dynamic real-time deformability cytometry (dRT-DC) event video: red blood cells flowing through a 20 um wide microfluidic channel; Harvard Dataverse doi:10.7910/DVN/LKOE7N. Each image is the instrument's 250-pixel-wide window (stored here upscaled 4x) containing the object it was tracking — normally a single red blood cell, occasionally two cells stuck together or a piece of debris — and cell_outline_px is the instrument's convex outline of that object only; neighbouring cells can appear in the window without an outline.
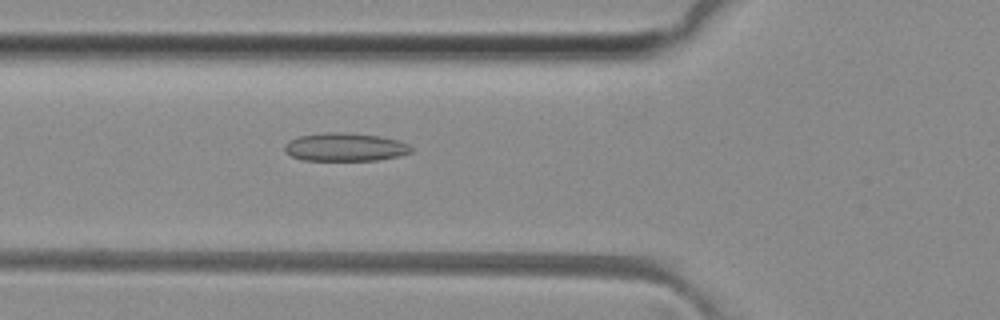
{"species": "common noctule bat (a hibernating species)", "species_latin": "Nyctalus noctula", "temperature_condition": "room temperature", "stored_images_in_passage": 38, "camera_frame_rate_fps": 3000, "um_per_image_px": 0.085, "animal": {"sex": "female", "body_mass_g": 29.2, "forearm_length_mm": 56.3}, "frame": {"image": 1, "passage_image": 6, "time_ms": 1.667, "image_size_px": [1000, 320], "cell_outline_px": [[412, 152], [396, 156], [376, 160], [304, 160], [292, 156], [284, 152], [284, 144], [288, 140], [300, 136], [328, 132], [344, 132], [380, 136], [396, 140], [408, 144], [412, 148]], "centroid_in_image_um": [29.29, 12.5], "position_along_channel_um": 96.5, "area_um2": 20.69}}
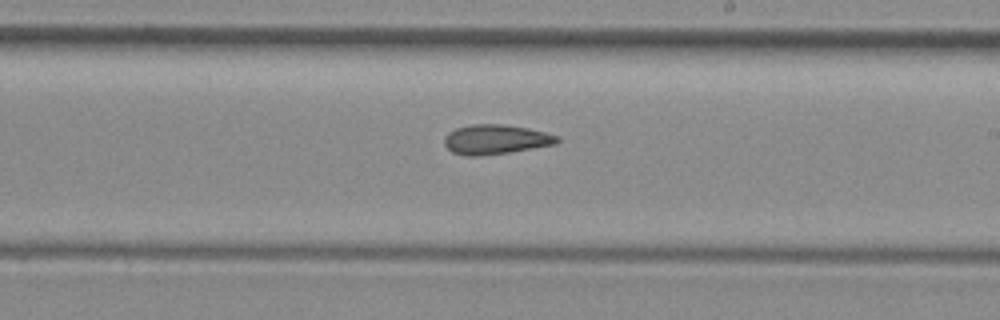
{"frame": {"image": 2, "passage_image": 17, "time_ms": 5.333, "image_size_px": [1000, 320], "cell_outline_px": [[560, 140], [556, 144], [508, 152], [480, 156], [468, 156], [452, 152], [444, 144], [444, 136], [448, 132], [456, 128], [472, 124], [504, 124], [528, 128], [560, 136]], "centroid_in_image_um": [42.12, 11.84], "position_along_channel_um": 246.9, "area_um2": 19.48}}
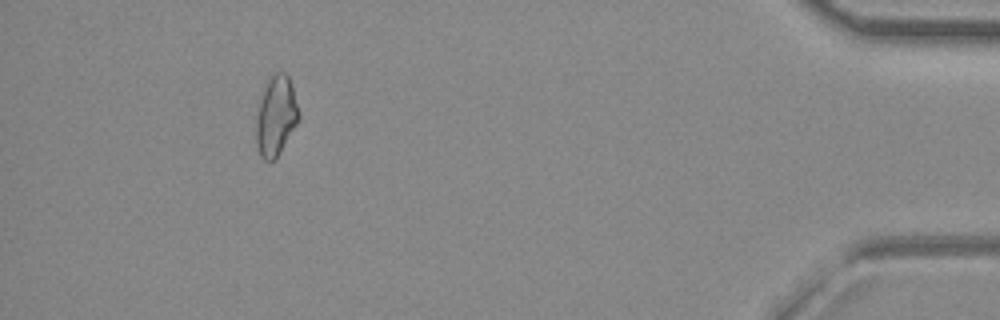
{"frame": {"image": 3, "passage_image": 34, "time_ms": 11.0, "image_size_px": [1000, 320], "cell_outline_px": [[300, 116], [296, 124], [276, 160], [264, 160], [260, 156], [256, 144], [256, 116], [260, 100], [268, 80], [272, 72], [284, 72], [288, 76], [300, 112]], "centroid_in_image_um": [23.45, 9.87], "position_along_channel_um": 411.8, "area_um2": 19.71}, "authors_computed_cell_mechanics": {"area_um2": 19.2474, "velocity_mm_per_s": 4.1018, "shape_relaxation_time_tau1_ms": null, "shape_relaxation_time_tau2_ms": 6.9804, "deformation_change_tau1": null, "deformation_change_tau2": 0.1604}}